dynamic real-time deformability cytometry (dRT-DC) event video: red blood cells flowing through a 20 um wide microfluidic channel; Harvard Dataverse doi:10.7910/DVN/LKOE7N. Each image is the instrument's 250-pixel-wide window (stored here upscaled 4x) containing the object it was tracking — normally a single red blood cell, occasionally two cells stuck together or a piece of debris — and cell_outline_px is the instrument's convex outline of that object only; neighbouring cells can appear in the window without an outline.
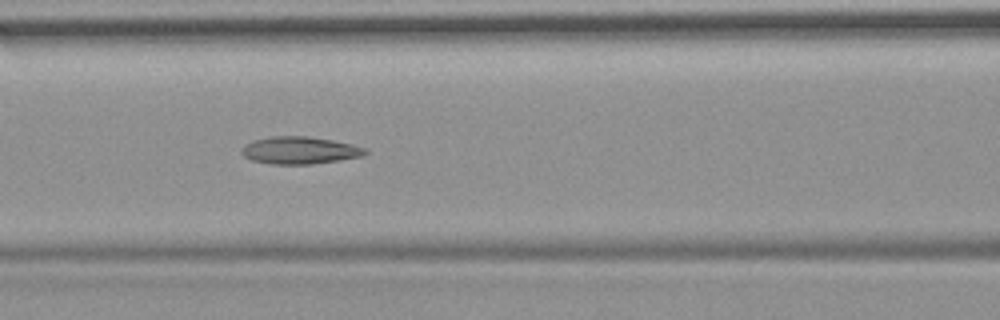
{"species": "common noctule bat (a hibernating species)", "species_latin": "Nyctalus noctula", "temperature_condition": "room temperature", "stored_images_in_passage": 55, "camera_frame_rate_fps": 3000, "um_per_image_px": 0.085, "animal": {"sex": "female", "body_mass_g": 19.9}, "frame": {"image": 1, "passage_image": 24, "time_ms": 7.667, "image_size_px": [1000, 320], "cell_outline_px": [[368, 152], [360, 156], [312, 164], [272, 164], [252, 160], [244, 156], [240, 152], [252, 140], [272, 136], [308, 136], [332, 140], [368, 148]], "centroid_in_image_um": [25.47, 12.77], "position_along_channel_um": 141.1, "area_um2": 19.42}, "authors_computed_cell_mechanics": {"area_um2": 19.941, "velocity_mm_per_s": 3.6972, "shape_relaxation_time_tau1_ms": null, "shape_relaxation_time_tau2_ms": 2.4705, "deformation_change_tau1": null, "deformation_change_tau2": 0.111}}